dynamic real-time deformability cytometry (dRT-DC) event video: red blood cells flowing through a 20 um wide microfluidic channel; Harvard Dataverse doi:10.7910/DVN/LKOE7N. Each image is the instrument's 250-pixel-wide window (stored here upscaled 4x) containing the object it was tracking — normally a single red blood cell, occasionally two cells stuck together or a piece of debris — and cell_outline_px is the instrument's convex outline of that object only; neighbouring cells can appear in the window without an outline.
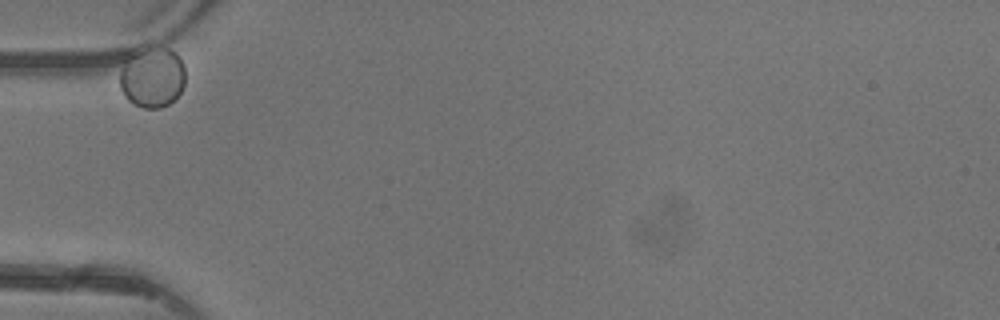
{"species": "common noctule bat (a hibernating species)", "species_latin": "Nyctalus noctula", "temperature_condition": "warm", "stored_images_in_passage": 2, "camera_frame_rate_fps": 3000, "um_per_image_px": 0.085, "animal": {"sex": "female"}, "frame": {"image": 1, "passage_image": 1, "time_ms": 0.0, "image_size_px": [1000, 320], "cell_outline_px": [[184, 84], [180, 92], [168, 104], [160, 108], [144, 108], [128, 100], [120, 88], [120, 72], [124, 60], [164, 48], [168, 48], [184, 64]], "centroid_in_image_um": [12.96, 6.68], "position_along_channel_um": 72.0, "area_um2": 21.73}}